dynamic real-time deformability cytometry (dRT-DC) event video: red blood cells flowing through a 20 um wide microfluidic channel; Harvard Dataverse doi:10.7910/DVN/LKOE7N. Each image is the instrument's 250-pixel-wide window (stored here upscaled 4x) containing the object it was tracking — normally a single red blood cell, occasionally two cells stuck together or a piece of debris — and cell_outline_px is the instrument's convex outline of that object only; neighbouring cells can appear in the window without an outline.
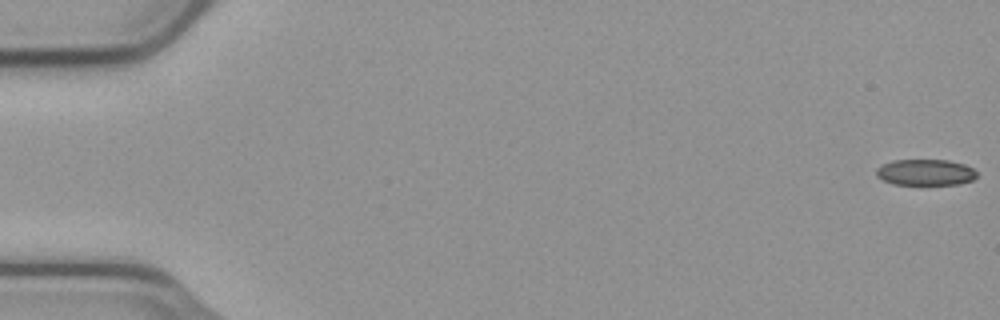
{"species": "common noctule bat (a hibernating species)", "species_latin": "Nyctalus noctula", "temperature_condition": "cold", "stored_images_in_passage": 17, "camera_frame_rate_fps": 3000, "um_per_image_px": 0.085, "animal": {"sex": "male", "body_mass_g": 23.1, "forearm_length_mm": 52.7}, "frame": {"image": 1, "passage_image": 1, "time_ms": 0.0, "image_size_px": [1000, 320], "cell_outline_px": [[976, 176], [972, 180], [960, 184], [892, 184], [876, 176], [876, 168], [892, 160], [948, 160], [964, 164], [972, 168], [976, 172]], "centroid_in_image_um": [78.65, 14.64], "position_along_channel_um": 6.3, "area_um2": 15.2}}